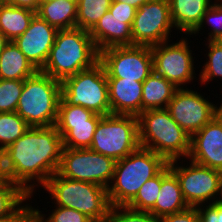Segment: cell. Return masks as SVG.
Masks as SVG:
<instances>
[{
    "label": "cell",
    "instance_id": "1",
    "mask_svg": "<svg viewBox=\"0 0 222 222\" xmlns=\"http://www.w3.org/2000/svg\"><path fill=\"white\" fill-rule=\"evenodd\" d=\"M62 150V136L55 125L30 127L1 152L0 176L33 197L36 187L58 171Z\"/></svg>",
    "mask_w": 222,
    "mask_h": 222
},
{
    "label": "cell",
    "instance_id": "2",
    "mask_svg": "<svg viewBox=\"0 0 222 222\" xmlns=\"http://www.w3.org/2000/svg\"><path fill=\"white\" fill-rule=\"evenodd\" d=\"M99 62V51L89 31L79 27L58 30L41 72L63 81Z\"/></svg>",
    "mask_w": 222,
    "mask_h": 222
},
{
    "label": "cell",
    "instance_id": "3",
    "mask_svg": "<svg viewBox=\"0 0 222 222\" xmlns=\"http://www.w3.org/2000/svg\"><path fill=\"white\" fill-rule=\"evenodd\" d=\"M167 165L168 161L163 156L143 147L117 160L112 181L107 187L111 206H126L146 181L158 175Z\"/></svg>",
    "mask_w": 222,
    "mask_h": 222
},
{
    "label": "cell",
    "instance_id": "4",
    "mask_svg": "<svg viewBox=\"0 0 222 222\" xmlns=\"http://www.w3.org/2000/svg\"><path fill=\"white\" fill-rule=\"evenodd\" d=\"M137 118L140 147L152 150L167 161L188 158L191 137L166 108L145 110Z\"/></svg>",
    "mask_w": 222,
    "mask_h": 222
},
{
    "label": "cell",
    "instance_id": "5",
    "mask_svg": "<svg viewBox=\"0 0 222 222\" xmlns=\"http://www.w3.org/2000/svg\"><path fill=\"white\" fill-rule=\"evenodd\" d=\"M61 99V81L38 70L24 80L16 113L30 127H49L56 124Z\"/></svg>",
    "mask_w": 222,
    "mask_h": 222
},
{
    "label": "cell",
    "instance_id": "6",
    "mask_svg": "<svg viewBox=\"0 0 222 222\" xmlns=\"http://www.w3.org/2000/svg\"><path fill=\"white\" fill-rule=\"evenodd\" d=\"M41 187L49 192L56 206L75 209L90 219L105 218L109 214L107 188L100 185L68 179L56 172Z\"/></svg>",
    "mask_w": 222,
    "mask_h": 222
},
{
    "label": "cell",
    "instance_id": "7",
    "mask_svg": "<svg viewBox=\"0 0 222 222\" xmlns=\"http://www.w3.org/2000/svg\"><path fill=\"white\" fill-rule=\"evenodd\" d=\"M61 98L69 105H76L106 116L111 114L107 74L98 62L92 68L78 72L61 82Z\"/></svg>",
    "mask_w": 222,
    "mask_h": 222
},
{
    "label": "cell",
    "instance_id": "8",
    "mask_svg": "<svg viewBox=\"0 0 222 222\" xmlns=\"http://www.w3.org/2000/svg\"><path fill=\"white\" fill-rule=\"evenodd\" d=\"M139 147L138 118L110 114L98 122L90 149L117 161Z\"/></svg>",
    "mask_w": 222,
    "mask_h": 222
},
{
    "label": "cell",
    "instance_id": "9",
    "mask_svg": "<svg viewBox=\"0 0 222 222\" xmlns=\"http://www.w3.org/2000/svg\"><path fill=\"white\" fill-rule=\"evenodd\" d=\"M180 161L181 159L168 161V165L179 180L183 198L188 206L197 207L219 201L222 172L190 160L186 166H179Z\"/></svg>",
    "mask_w": 222,
    "mask_h": 222
},
{
    "label": "cell",
    "instance_id": "10",
    "mask_svg": "<svg viewBox=\"0 0 222 222\" xmlns=\"http://www.w3.org/2000/svg\"><path fill=\"white\" fill-rule=\"evenodd\" d=\"M116 161L90 148H63L57 173L68 179L90 182L107 188L113 178Z\"/></svg>",
    "mask_w": 222,
    "mask_h": 222
},
{
    "label": "cell",
    "instance_id": "11",
    "mask_svg": "<svg viewBox=\"0 0 222 222\" xmlns=\"http://www.w3.org/2000/svg\"><path fill=\"white\" fill-rule=\"evenodd\" d=\"M107 78H126L143 82L153 70L151 46L111 47L99 52Z\"/></svg>",
    "mask_w": 222,
    "mask_h": 222
},
{
    "label": "cell",
    "instance_id": "12",
    "mask_svg": "<svg viewBox=\"0 0 222 222\" xmlns=\"http://www.w3.org/2000/svg\"><path fill=\"white\" fill-rule=\"evenodd\" d=\"M171 40L151 46L153 70L172 82L177 88H184L196 78L194 58L189 40L183 35L176 43ZM190 47V48H189Z\"/></svg>",
    "mask_w": 222,
    "mask_h": 222
},
{
    "label": "cell",
    "instance_id": "13",
    "mask_svg": "<svg viewBox=\"0 0 222 222\" xmlns=\"http://www.w3.org/2000/svg\"><path fill=\"white\" fill-rule=\"evenodd\" d=\"M131 28L133 45L154 46L170 40L175 26L168 0H148L140 6Z\"/></svg>",
    "mask_w": 222,
    "mask_h": 222
},
{
    "label": "cell",
    "instance_id": "14",
    "mask_svg": "<svg viewBox=\"0 0 222 222\" xmlns=\"http://www.w3.org/2000/svg\"><path fill=\"white\" fill-rule=\"evenodd\" d=\"M217 105L191 87H184L175 91L166 109L191 137L215 117Z\"/></svg>",
    "mask_w": 222,
    "mask_h": 222
},
{
    "label": "cell",
    "instance_id": "15",
    "mask_svg": "<svg viewBox=\"0 0 222 222\" xmlns=\"http://www.w3.org/2000/svg\"><path fill=\"white\" fill-rule=\"evenodd\" d=\"M57 32L55 27L36 14L28 29L13 42L34 67L41 70L54 45Z\"/></svg>",
    "mask_w": 222,
    "mask_h": 222
},
{
    "label": "cell",
    "instance_id": "16",
    "mask_svg": "<svg viewBox=\"0 0 222 222\" xmlns=\"http://www.w3.org/2000/svg\"><path fill=\"white\" fill-rule=\"evenodd\" d=\"M187 159L222 172V124L216 117L191 136Z\"/></svg>",
    "mask_w": 222,
    "mask_h": 222
},
{
    "label": "cell",
    "instance_id": "17",
    "mask_svg": "<svg viewBox=\"0 0 222 222\" xmlns=\"http://www.w3.org/2000/svg\"><path fill=\"white\" fill-rule=\"evenodd\" d=\"M111 114L133 115L142 113L143 82L126 78H107Z\"/></svg>",
    "mask_w": 222,
    "mask_h": 222
},
{
    "label": "cell",
    "instance_id": "18",
    "mask_svg": "<svg viewBox=\"0 0 222 222\" xmlns=\"http://www.w3.org/2000/svg\"><path fill=\"white\" fill-rule=\"evenodd\" d=\"M132 24L113 16L108 10L89 34L99 52L111 47L129 46L133 45Z\"/></svg>",
    "mask_w": 222,
    "mask_h": 222
},
{
    "label": "cell",
    "instance_id": "19",
    "mask_svg": "<svg viewBox=\"0 0 222 222\" xmlns=\"http://www.w3.org/2000/svg\"><path fill=\"white\" fill-rule=\"evenodd\" d=\"M188 207L183 198L179 180L170 170L169 165H167L162 170V183L159 196L154 207L149 212L161 219L166 215L181 212Z\"/></svg>",
    "mask_w": 222,
    "mask_h": 222
},
{
    "label": "cell",
    "instance_id": "20",
    "mask_svg": "<svg viewBox=\"0 0 222 222\" xmlns=\"http://www.w3.org/2000/svg\"><path fill=\"white\" fill-rule=\"evenodd\" d=\"M168 0L175 31L187 37L199 26L203 15L217 0Z\"/></svg>",
    "mask_w": 222,
    "mask_h": 222
},
{
    "label": "cell",
    "instance_id": "21",
    "mask_svg": "<svg viewBox=\"0 0 222 222\" xmlns=\"http://www.w3.org/2000/svg\"><path fill=\"white\" fill-rule=\"evenodd\" d=\"M77 0H41L36 14L57 30L76 27Z\"/></svg>",
    "mask_w": 222,
    "mask_h": 222
},
{
    "label": "cell",
    "instance_id": "22",
    "mask_svg": "<svg viewBox=\"0 0 222 222\" xmlns=\"http://www.w3.org/2000/svg\"><path fill=\"white\" fill-rule=\"evenodd\" d=\"M37 71L16 44L9 41L0 54V79L25 80Z\"/></svg>",
    "mask_w": 222,
    "mask_h": 222
},
{
    "label": "cell",
    "instance_id": "23",
    "mask_svg": "<svg viewBox=\"0 0 222 222\" xmlns=\"http://www.w3.org/2000/svg\"><path fill=\"white\" fill-rule=\"evenodd\" d=\"M178 88L163 76L153 71L143 81L142 112L150 109H165Z\"/></svg>",
    "mask_w": 222,
    "mask_h": 222
},
{
    "label": "cell",
    "instance_id": "24",
    "mask_svg": "<svg viewBox=\"0 0 222 222\" xmlns=\"http://www.w3.org/2000/svg\"><path fill=\"white\" fill-rule=\"evenodd\" d=\"M35 15L30 9L5 3L0 8V31L9 41H14L28 29Z\"/></svg>",
    "mask_w": 222,
    "mask_h": 222
},
{
    "label": "cell",
    "instance_id": "25",
    "mask_svg": "<svg viewBox=\"0 0 222 222\" xmlns=\"http://www.w3.org/2000/svg\"><path fill=\"white\" fill-rule=\"evenodd\" d=\"M98 123L55 124L62 136L63 148H90Z\"/></svg>",
    "mask_w": 222,
    "mask_h": 222
},
{
    "label": "cell",
    "instance_id": "26",
    "mask_svg": "<svg viewBox=\"0 0 222 222\" xmlns=\"http://www.w3.org/2000/svg\"><path fill=\"white\" fill-rule=\"evenodd\" d=\"M112 0H77L76 27L90 31L109 10Z\"/></svg>",
    "mask_w": 222,
    "mask_h": 222
},
{
    "label": "cell",
    "instance_id": "27",
    "mask_svg": "<svg viewBox=\"0 0 222 222\" xmlns=\"http://www.w3.org/2000/svg\"><path fill=\"white\" fill-rule=\"evenodd\" d=\"M29 128L16 112L0 113V151L3 152Z\"/></svg>",
    "mask_w": 222,
    "mask_h": 222
},
{
    "label": "cell",
    "instance_id": "28",
    "mask_svg": "<svg viewBox=\"0 0 222 222\" xmlns=\"http://www.w3.org/2000/svg\"><path fill=\"white\" fill-rule=\"evenodd\" d=\"M206 48L208 54L200 73L199 81L201 85H208L215 78L222 79V40L207 41ZM208 83V84H207Z\"/></svg>",
    "mask_w": 222,
    "mask_h": 222
},
{
    "label": "cell",
    "instance_id": "29",
    "mask_svg": "<svg viewBox=\"0 0 222 222\" xmlns=\"http://www.w3.org/2000/svg\"><path fill=\"white\" fill-rule=\"evenodd\" d=\"M161 183L162 171L152 179L147 180L126 207L136 211L149 212L159 196Z\"/></svg>",
    "mask_w": 222,
    "mask_h": 222
},
{
    "label": "cell",
    "instance_id": "30",
    "mask_svg": "<svg viewBox=\"0 0 222 222\" xmlns=\"http://www.w3.org/2000/svg\"><path fill=\"white\" fill-rule=\"evenodd\" d=\"M28 196L18 184L0 176V218L9 215Z\"/></svg>",
    "mask_w": 222,
    "mask_h": 222
},
{
    "label": "cell",
    "instance_id": "31",
    "mask_svg": "<svg viewBox=\"0 0 222 222\" xmlns=\"http://www.w3.org/2000/svg\"><path fill=\"white\" fill-rule=\"evenodd\" d=\"M102 115L81 106L69 105L62 98L58 106L56 124L98 123Z\"/></svg>",
    "mask_w": 222,
    "mask_h": 222
},
{
    "label": "cell",
    "instance_id": "32",
    "mask_svg": "<svg viewBox=\"0 0 222 222\" xmlns=\"http://www.w3.org/2000/svg\"><path fill=\"white\" fill-rule=\"evenodd\" d=\"M221 1V2H220ZM215 1L203 15L202 21L199 26L190 34H199L205 25H209L210 32L207 34V41L222 40V0Z\"/></svg>",
    "mask_w": 222,
    "mask_h": 222
},
{
    "label": "cell",
    "instance_id": "33",
    "mask_svg": "<svg viewBox=\"0 0 222 222\" xmlns=\"http://www.w3.org/2000/svg\"><path fill=\"white\" fill-rule=\"evenodd\" d=\"M24 80L0 79V113L15 112Z\"/></svg>",
    "mask_w": 222,
    "mask_h": 222
},
{
    "label": "cell",
    "instance_id": "34",
    "mask_svg": "<svg viewBox=\"0 0 222 222\" xmlns=\"http://www.w3.org/2000/svg\"><path fill=\"white\" fill-rule=\"evenodd\" d=\"M108 219L109 222H160L150 212L136 211L126 206H111Z\"/></svg>",
    "mask_w": 222,
    "mask_h": 222
},
{
    "label": "cell",
    "instance_id": "35",
    "mask_svg": "<svg viewBox=\"0 0 222 222\" xmlns=\"http://www.w3.org/2000/svg\"><path fill=\"white\" fill-rule=\"evenodd\" d=\"M54 208L51 214H48L49 216L46 217V214H43L37 206V222H89L91 220L85 214L75 209L55 205Z\"/></svg>",
    "mask_w": 222,
    "mask_h": 222
},
{
    "label": "cell",
    "instance_id": "36",
    "mask_svg": "<svg viewBox=\"0 0 222 222\" xmlns=\"http://www.w3.org/2000/svg\"><path fill=\"white\" fill-rule=\"evenodd\" d=\"M31 196L29 195L22 203L9 215L0 218V222H37L36 208L31 206ZM26 202V203H25Z\"/></svg>",
    "mask_w": 222,
    "mask_h": 222
},
{
    "label": "cell",
    "instance_id": "37",
    "mask_svg": "<svg viewBox=\"0 0 222 222\" xmlns=\"http://www.w3.org/2000/svg\"><path fill=\"white\" fill-rule=\"evenodd\" d=\"M200 222H222V203L201 204L196 207Z\"/></svg>",
    "mask_w": 222,
    "mask_h": 222
},
{
    "label": "cell",
    "instance_id": "38",
    "mask_svg": "<svg viewBox=\"0 0 222 222\" xmlns=\"http://www.w3.org/2000/svg\"><path fill=\"white\" fill-rule=\"evenodd\" d=\"M160 222H200V218L196 207H188L181 212L162 217Z\"/></svg>",
    "mask_w": 222,
    "mask_h": 222
},
{
    "label": "cell",
    "instance_id": "39",
    "mask_svg": "<svg viewBox=\"0 0 222 222\" xmlns=\"http://www.w3.org/2000/svg\"><path fill=\"white\" fill-rule=\"evenodd\" d=\"M136 8L129 4L123 2L112 1L109 11L113 16L118 17L119 19H126V23H133Z\"/></svg>",
    "mask_w": 222,
    "mask_h": 222
},
{
    "label": "cell",
    "instance_id": "40",
    "mask_svg": "<svg viewBox=\"0 0 222 222\" xmlns=\"http://www.w3.org/2000/svg\"><path fill=\"white\" fill-rule=\"evenodd\" d=\"M41 0H5V3L13 5L15 7H21L30 9L37 12Z\"/></svg>",
    "mask_w": 222,
    "mask_h": 222
},
{
    "label": "cell",
    "instance_id": "41",
    "mask_svg": "<svg viewBox=\"0 0 222 222\" xmlns=\"http://www.w3.org/2000/svg\"><path fill=\"white\" fill-rule=\"evenodd\" d=\"M112 1L123 2L125 4L133 6L136 9H139V7L142 6L144 3H146L148 0H112Z\"/></svg>",
    "mask_w": 222,
    "mask_h": 222
},
{
    "label": "cell",
    "instance_id": "42",
    "mask_svg": "<svg viewBox=\"0 0 222 222\" xmlns=\"http://www.w3.org/2000/svg\"><path fill=\"white\" fill-rule=\"evenodd\" d=\"M9 40L7 37L0 31V54L3 51L4 47L8 44Z\"/></svg>",
    "mask_w": 222,
    "mask_h": 222
},
{
    "label": "cell",
    "instance_id": "43",
    "mask_svg": "<svg viewBox=\"0 0 222 222\" xmlns=\"http://www.w3.org/2000/svg\"><path fill=\"white\" fill-rule=\"evenodd\" d=\"M220 106H217L216 109V113H215V117L220 121V123L222 124V101L220 103Z\"/></svg>",
    "mask_w": 222,
    "mask_h": 222
},
{
    "label": "cell",
    "instance_id": "44",
    "mask_svg": "<svg viewBox=\"0 0 222 222\" xmlns=\"http://www.w3.org/2000/svg\"><path fill=\"white\" fill-rule=\"evenodd\" d=\"M89 222H109L108 216L101 219H91Z\"/></svg>",
    "mask_w": 222,
    "mask_h": 222
},
{
    "label": "cell",
    "instance_id": "45",
    "mask_svg": "<svg viewBox=\"0 0 222 222\" xmlns=\"http://www.w3.org/2000/svg\"><path fill=\"white\" fill-rule=\"evenodd\" d=\"M219 202L222 203V186H221V193H220Z\"/></svg>",
    "mask_w": 222,
    "mask_h": 222
},
{
    "label": "cell",
    "instance_id": "46",
    "mask_svg": "<svg viewBox=\"0 0 222 222\" xmlns=\"http://www.w3.org/2000/svg\"><path fill=\"white\" fill-rule=\"evenodd\" d=\"M5 4V0H0V8Z\"/></svg>",
    "mask_w": 222,
    "mask_h": 222
}]
</instances>
